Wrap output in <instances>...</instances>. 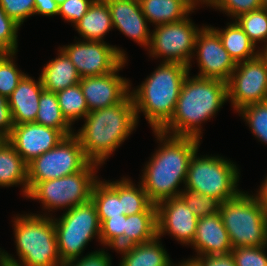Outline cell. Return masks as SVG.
<instances>
[{"label":"cell","instance_id":"1","mask_svg":"<svg viewBox=\"0 0 267 266\" xmlns=\"http://www.w3.org/2000/svg\"><path fill=\"white\" fill-rule=\"evenodd\" d=\"M158 149L151 155L142 170L140 183L153 204L177 197L185 185L191 157L199 150L200 139L176 136L153 130ZM159 141V142H158Z\"/></svg>","mask_w":267,"mask_h":266},{"label":"cell","instance_id":"2","mask_svg":"<svg viewBox=\"0 0 267 266\" xmlns=\"http://www.w3.org/2000/svg\"><path fill=\"white\" fill-rule=\"evenodd\" d=\"M190 75L189 72L182 83L172 118L160 130L201 140V124L214 118L228 101L227 83Z\"/></svg>","mask_w":267,"mask_h":266},{"label":"cell","instance_id":"3","mask_svg":"<svg viewBox=\"0 0 267 266\" xmlns=\"http://www.w3.org/2000/svg\"><path fill=\"white\" fill-rule=\"evenodd\" d=\"M83 120L74 134L86 158L100 167L138 126L131 94L121 103L90 111Z\"/></svg>","mask_w":267,"mask_h":266},{"label":"cell","instance_id":"4","mask_svg":"<svg viewBox=\"0 0 267 266\" xmlns=\"http://www.w3.org/2000/svg\"><path fill=\"white\" fill-rule=\"evenodd\" d=\"M189 68L181 63L160 65L136 88L130 90L139 123L142 112L152 130H160L171 118Z\"/></svg>","mask_w":267,"mask_h":266},{"label":"cell","instance_id":"5","mask_svg":"<svg viewBox=\"0 0 267 266\" xmlns=\"http://www.w3.org/2000/svg\"><path fill=\"white\" fill-rule=\"evenodd\" d=\"M49 214V215H48ZM18 214L13 234L19 259L0 248V261L10 266H62L52 213ZM19 260V261H18Z\"/></svg>","mask_w":267,"mask_h":266},{"label":"cell","instance_id":"6","mask_svg":"<svg viewBox=\"0 0 267 266\" xmlns=\"http://www.w3.org/2000/svg\"><path fill=\"white\" fill-rule=\"evenodd\" d=\"M197 155L198 151L190 159L184 189L214 197L221 203L242 191L237 187L240 170L234 162L219 155Z\"/></svg>","mask_w":267,"mask_h":266},{"label":"cell","instance_id":"7","mask_svg":"<svg viewBox=\"0 0 267 266\" xmlns=\"http://www.w3.org/2000/svg\"><path fill=\"white\" fill-rule=\"evenodd\" d=\"M219 213L233 248L267 246V214L254 195L241 191Z\"/></svg>","mask_w":267,"mask_h":266},{"label":"cell","instance_id":"8","mask_svg":"<svg viewBox=\"0 0 267 266\" xmlns=\"http://www.w3.org/2000/svg\"><path fill=\"white\" fill-rule=\"evenodd\" d=\"M100 165L90 162L82 171L61 178L37 182L27 194V199L39 200L44 211L69 210L91 200L92 189L99 179ZM50 210V211H49Z\"/></svg>","mask_w":267,"mask_h":266},{"label":"cell","instance_id":"9","mask_svg":"<svg viewBox=\"0 0 267 266\" xmlns=\"http://www.w3.org/2000/svg\"><path fill=\"white\" fill-rule=\"evenodd\" d=\"M53 222L62 263L79 259L92 239L100 242V222L92 200L53 217Z\"/></svg>","mask_w":267,"mask_h":266},{"label":"cell","instance_id":"10","mask_svg":"<svg viewBox=\"0 0 267 266\" xmlns=\"http://www.w3.org/2000/svg\"><path fill=\"white\" fill-rule=\"evenodd\" d=\"M90 161L75 134L65 136L54 148L33 159L28 166V191L37 183L82 171Z\"/></svg>","mask_w":267,"mask_h":266},{"label":"cell","instance_id":"11","mask_svg":"<svg viewBox=\"0 0 267 266\" xmlns=\"http://www.w3.org/2000/svg\"><path fill=\"white\" fill-rule=\"evenodd\" d=\"M154 27L147 49L150 57L184 64L190 72L196 37L202 27L194 24L189 16L179 22Z\"/></svg>","mask_w":267,"mask_h":266},{"label":"cell","instance_id":"12","mask_svg":"<svg viewBox=\"0 0 267 266\" xmlns=\"http://www.w3.org/2000/svg\"><path fill=\"white\" fill-rule=\"evenodd\" d=\"M59 48L74 64L81 78L111 73L124 60H128L124 49L106 41L76 40Z\"/></svg>","mask_w":267,"mask_h":266},{"label":"cell","instance_id":"13","mask_svg":"<svg viewBox=\"0 0 267 266\" xmlns=\"http://www.w3.org/2000/svg\"><path fill=\"white\" fill-rule=\"evenodd\" d=\"M227 92L236 112L246 105L267 101V60L259 54L237 63L227 82Z\"/></svg>","mask_w":267,"mask_h":266},{"label":"cell","instance_id":"14","mask_svg":"<svg viewBox=\"0 0 267 266\" xmlns=\"http://www.w3.org/2000/svg\"><path fill=\"white\" fill-rule=\"evenodd\" d=\"M197 56V57H195ZM196 58L200 78L228 82L236 63L224 49L219 35L208 25L202 26L195 41L193 58Z\"/></svg>","mask_w":267,"mask_h":266},{"label":"cell","instance_id":"15","mask_svg":"<svg viewBox=\"0 0 267 266\" xmlns=\"http://www.w3.org/2000/svg\"><path fill=\"white\" fill-rule=\"evenodd\" d=\"M198 219L180 196L156 204L157 236L160 238L168 233L181 245L190 246L194 241Z\"/></svg>","mask_w":267,"mask_h":266},{"label":"cell","instance_id":"16","mask_svg":"<svg viewBox=\"0 0 267 266\" xmlns=\"http://www.w3.org/2000/svg\"><path fill=\"white\" fill-rule=\"evenodd\" d=\"M126 63L124 60L111 73L81 78L79 83L89 112L121 103L130 94V80L118 73Z\"/></svg>","mask_w":267,"mask_h":266},{"label":"cell","instance_id":"17","mask_svg":"<svg viewBox=\"0 0 267 266\" xmlns=\"http://www.w3.org/2000/svg\"><path fill=\"white\" fill-rule=\"evenodd\" d=\"M66 135L36 122L14 125L7 140L28 164L33 159L56 147Z\"/></svg>","mask_w":267,"mask_h":266},{"label":"cell","instance_id":"18","mask_svg":"<svg viewBox=\"0 0 267 266\" xmlns=\"http://www.w3.org/2000/svg\"><path fill=\"white\" fill-rule=\"evenodd\" d=\"M106 3L110 10L113 28L147 50L152 32L139 1L106 0Z\"/></svg>","mask_w":267,"mask_h":266},{"label":"cell","instance_id":"19","mask_svg":"<svg viewBox=\"0 0 267 266\" xmlns=\"http://www.w3.org/2000/svg\"><path fill=\"white\" fill-rule=\"evenodd\" d=\"M191 246L197 253L196 256L231 253L233 247L219 212L198 219Z\"/></svg>","mask_w":267,"mask_h":266},{"label":"cell","instance_id":"20","mask_svg":"<svg viewBox=\"0 0 267 266\" xmlns=\"http://www.w3.org/2000/svg\"><path fill=\"white\" fill-rule=\"evenodd\" d=\"M43 90L40 76L38 81L28 74L21 79L8 97L13 125L35 122Z\"/></svg>","mask_w":267,"mask_h":266},{"label":"cell","instance_id":"21","mask_svg":"<svg viewBox=\"0 0 267 266\" xmlns=\"http://www.w3.org/2000/svg\"><path fill=\"white\" fill-rule=\"evenodd\" d=\"M122 255L119 266H171L167 250L156 236L153 240L116 250Z\"/></svg>","mask_w":267,"mask_h":266},{"label":"cell","instance_id":"22","mask_svg":"<svg viewBox=\"0 0 267 266\" xmlns=\"http://www.w3.org/2000/svg\"><path fill=\"white\" fill-rule=\"evenodd\" d=\"M58 49V56L45 64L40 74L44 90L55 93L76 85L81 80L74 64Z\"/></svg>","mask_w":267,"mask_h":266},{"label":"cell","instance_id":"23","mask_svg":"<svg viewBox=\"0 0 267 266\" xmlns=\"http://www.w3.org/2000/svg\"><path fill=\"white\" fill-rule=\"evenodd\" d=\"M80 40L104 41L105 35L113 29L106 0H94L82 19L73 26Z\"/></svg>","mask_w":267,"mask_h":266},{"label":"cell","instance_id":"24","mask_svg":"<svg viewBox=\"0 0 267 266\" xmlns=\"http://www.w3.org/2000/svg\"><path fill=\"white\" fill-rule=\"evenodd\" d=\"M21 186L23 197L28 194V166L6 140L0 147V187Z\"/></svg>","mask_w":267,"mask_h":266},{"label":"cell","instance_id":"25","mask_svg":"<svg viewBox=\"0 0 267 266\" xmlns=\"http://www.w3.org/2000/svg\"><path fill=\"white\" fill-rule=\"evenodd\" d=\"M226 25L223 29L210 27L219 35L224 49L236 64L254 59L260 54V47H256L235 20Z\"/></svg>","mask_w":267,"mask_h":266},{"label":"cell","instance_id":"26","mask_svg":"<svg viewBox=\"0 0 267 266\" xmlns=\"http://www.w3.org/2000/svg\"><path fill=\"white\" fill-rule=\"evenodd\" d=\"M139 3L148 23L155 26L179 22L194 12L187 0H140Z\"/></svg>","mask_w":267,"mask_h":266},{"label":"cell","instance_id":"27","mask_svg":"<svg viewBox=\"0 0 267 266\" xmlns=\"http://www.w3.org/2000/svg\"><path fill=\"white\" fill-rule=\"evenodd\" d=\"M156 236V212L126 215L124 236L111 249L116 251L127 246L145 243Z\"/></svg>","mask_w":267,"mask_h":266},{"label":"cell","instance_id":"28","mask_svg":"<svg viewBox=\"0 0 267 266\" xmlns=\"http://www.w3.org/2000/svg\"><path fill=\"white\" fill-rule=\"evenodd\" d=\"M122 198L123 215H134L141 212H156V205L153 204L145 192L142 184L137 186L130 178L122 177L121 180H105Z\"/></svg>","mask_w":267,"mask_h":266},{"label":"cell","instance_id":"29","mask_svg":"<svg viewBox=\"0 0 267 266\" xmlns=\"http://www.w3.org/2000/svg\"><path fill=\"white\" fill-rule=\"evenodd\" d=\"M35 122L46 127L61 130L66 136L74 134V128L63 117L55 92L43 90Z\"/></svg>","mask_w":267,"mask_h":266},{"label":"cell","instance_id":"30","mask_svg":"<svg viewBox=\"0 0 267 266\" xmlns=\"http://www.w3.org/2000/svg\"><path fill=\"white\" fill-rule=\"evenodd\" d=\"M91 200L97 209L100 225L110 217H120L123 214L122 198H119L118 193L100 178L93 186Z\"/></svg>","mask_w":267,"mask_h":266},{"label":"cell","instance_id":"31","mask_svg":"<svg viewBox=\"0 0 267 266\" xmlns=\"http://www.w3.org/2000/svg\"><path fill=\"white\" fill-rule=\"evenodd\" d=\"M63 117L72 126L89 113L80 83L56 92Z\"/></svg>","mask_w":267,"mask_h":266},{"label":"cell","instance_id":"32","mask_svg":"<svg viewBox=\"0 0 267 266\" xmlns=\"http://www.w3.org/2000/svg\"><path fill=\"white\" fill-rule=\"evenodd\" d=\"M249 39L257 46L258 43L267 44V10L260 8L239 15L234 19Z\"/></svg>","mask_w":267,"mask_h":266},{"label":"cell","instance_id":"33","mask_svg":"<svg viewBox=\"0 0 267 266\" xmlns=\"http://www.w3.org/2000/svg\"><path fill=\"white\" fill-rule=\"evenodd\" d=\"M250 128L253 136L267 144V101L246 105L237 111Z\"/></svg>","mask_w":267,"mask_h":266},{"label":"cell","instance_id":"34","mask_svg":"<svg viewBox=\"0 0 267 266\" xmlns=\"http://www.w3.org/2000/svg\"><path fill=\"white\" fill-rule=\"evenodd\" d=\"M17 52L0 53V96L9 97L26 75L16 65Z\"/></svg>","mask_w":267,"mask_h":266},{"label":"cell","instance_id":"35","mask_svg":"<svg viewBox=\"0 0 267 266\" xmlns=\"http://www.w3.org/2000/svg\"><path fill=\"white\" fill-rule=\"evenodd\" d=\"M179 196L184 200L189 210L198 218L212 216L220 210L221 202L214 197L186 189L182 190Z\"/></svg>","mask_w":267,"mask_h":266},{"label":"cell","instance_id":"36","mask_svg":"<svg viewBox=\"0 0 267 266\" xmlns=\"http://www.w3.org/2000/svg\"><path fill=\"white\" fill-rule=\"evenodd\" d=\"M20 25L0 7V52H18V30Z\"/></svg>","mask_w":267,"mask_h":266},{"label":"cell","instance_id":"37","mask_svg":"<svg viewBox=\"0 0 267 266\" xmlns=\"http://www.w3.org/2000/svg\"><path fill=\"white\" fill-rule=\"evenodd\" d=\"M267 246L233 248L231 254L236 266H267Z\"/></svg>","mask_w":267,"mask_h":266},{"label":"cell","instance_id":"38","mask_svg":"<svg viewBox=\"0 0 267 266\" xmlns=\"http://www.w3.org/2000/svg\"><path fill=\"white\" fill-rule=\"evenodd\" d=\"M126 215L110 217L100 225V243L112 248L123 236L125 230Z\"/></svg>","mask_w":267,"mask_h":266},{"label":"cell","instance_id":"39","mask_svg":"<svg viewBox=\"0 0 267 266\" xmlns=\"http://www.w3.org/2000/svg\"><path fill=\"white\" fill-rule=\"evenodd\" d=\"M0 7L20 26L26 19L34 16L35 0H0Z\"/></svg>","mask_w":267,"mask_h":266},{"label":"cell","instance_id":"40","mask_svg":"<svg viewBox=\"0 0 267 266\" xmlns=\"http://www.w3.org/2000/svg\"><path fill=\"white\" fill-rule=\"evenodd\" d=\"M260 8V0H219L214 9L224 12L234 20L241 14Z\"/></svg>","mask_w":267,"mask_h":266},{"label":"cell","instance_id":"41","mask_svg":"<svg viewBox=\"0 0 267 266\" xmlns=\"http://www.w3.org/2000/svg\"><path fill=\"white\" fill-rule=\"evenodd\" d=\"M94 0H65L59 5L58 15L71 25H75L82 19Z\"/></svg>","mask_w":267,"mask_h":266},{"label":"cell","instance_id":"42","mask_svg":"<svg viewBox=\"0 0 267 266\" xmlns=\"http://www.w3.org/2000/svg\"><path fill=\"white\" fill-rule=\"evenodd\" d=\"M112 258L105 249L95 250L62 266H112Z\"/></svg>","mask_w":267,"mask_h":266},{"label":"cell","instance_id":"43","mask_svg":"<svg viewBox=\"0 0 267 266\" xmlns=\"http://www.w3.org/2000/svg\"><path fill=\"white\" fill-rule=\"evenodd\" d=\"M199 266H236L231 253L219 255L192 256Z\"/></svg>","mask_w":267,"mask_h":266},{"label":"cell","instance_id":"44","mask_svg":"<svg viewBox=\"0 0 267 266\" xmlns=\"http://www.w3.org/2000/svg\"><path fill=\"white\" fill-rule=\"evenodd\" d=\"M13 126L8 97L0 96V133L8 138Z\"/></svg>","mask_w":267,"mask_h":266},{"label":"cell","instance_id":"45","mask_svg":"<svg viewBox=\"0 0 267 266\" xmlns=\"http://www.w3.org/2000/svg\"><path fill=\"white\" fill-rule=\"evenodd\" d=\"M59 12V5L55 0H35L34 15L56 16Z\"/></svg>","mask_w":267,"mask_h":266},{"label":"cell","instance_id":"46","mask_svg":"<svg viewBox=\"0 0 267 266\" xmlns=\"http://www.w3.org/2000/svg\"><path fill=\"white\" fill-rule=\"evenodd\" d=\"M253 195L257 198L259 204L267 214V175L264 182H262L261 186L256 191V194Z\"/></svg>","mask_w":267,"mask_h":266},{"label":"cell","instance_id":"47","mask_svg":"<svg viewBox=\"0 0 267 266\" xmlns=\"http://www.w3.org/2000/svg\"><path fill=\"white\" fill-rule=\"evenodd\" d=\"M219 0H187L188 5L193 9L196 10L200 7V5L204 4L207 7L215 8L218 4ZM198 7V8H196Z\"/></svg>","mask_w":267,"mask_h":266},{"label":"cell","instance_id":"48","mask_svg":"<svg viewBox=\"0 0 267 266\" xmlns=\"http://www.w3.org/2000/svg\"><path fill=\"white\" fill-rule=\"evenodd\" d=\"M171 266H199V265L193 258L190 257L186 260L184 259L183 261L181 260V262H179L178 264H174L173 262Z\"/></svg>","mask_w":267,"mask_h":266},{"label":"cell","instance_id":"49","mask_svg":"<svg viewBox=\"0 0 267 266\" xmlns=\"http://www.w3.org/2000/svg\"><path fill=\"white\" fill-rule=\"evenodd\" d=\"M260 49V54L267 60V44Z\"/></svg>","mask_w":267,"mask_h":266},{"label":"cell","instance_id":"50","mask_svg":"<svg viewBox=\"0 0 267 266\" xmlns=\"http://www.w3.org/2000/svg\"><path fill=\"white\" fill-rule=\"evenodd\" d=\"M7 140V137L4 136L2 133H0V147L2 146V144Z\"/></svg>","mask_w":267,"mask_h":266},{"label":"cell","instance_id":"51","mask_svg":"<svg viewBox=\"0 0 267 266\" xmlns=\"http://www.w3.org/2000/svg\"><path fill=\"white\" fill-rule=\"evenodd\" d=\"M261 7L267 10V0H260Z\"/></svg>","mask_w":267,"mask_h":266},{"label":"cell","instance_id":"52","mask_svg":"<svg viewBox=\"0 0 267 266\" xmlns=\"http://www.w3.org/2000/svg\"><path fill=\"white\" fill-rule=\"evenodd\" d=\"M58 5H61L65 0H55Z\"/></svg>","mask_w":267,"mask_h":266},{"label":"cell","instance_id":"53","mask_svg":"<svg viewBox=\"0 0 267 266\" xmlns=\"http://www.w3.org/2000/svg\"><path fill=\"white\" fill-rule=\"evenodd\" d=\"M0 266H10V265H7V264H4L0 261Z\"/></svg>","mask_w":267,"mask_h":266}]
</instances>
